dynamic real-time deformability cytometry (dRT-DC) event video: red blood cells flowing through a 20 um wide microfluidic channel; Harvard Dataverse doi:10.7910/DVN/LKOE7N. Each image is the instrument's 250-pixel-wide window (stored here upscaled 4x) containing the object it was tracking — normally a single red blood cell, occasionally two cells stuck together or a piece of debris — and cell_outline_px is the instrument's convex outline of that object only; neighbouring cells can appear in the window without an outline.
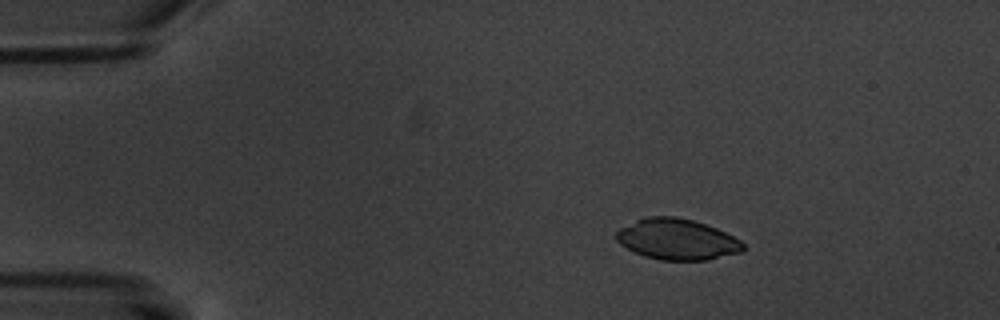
{"species": "common noctule bat (a hibernating species)", "species_latin": "Nyctalus noctula", "temperature_condition": "warm", "stored_images_in_passage": 4, "camera_frame_rate_fps": 3000, "um_per_image_px": 0.085, "animal": {"sex": "male", "body_mass_g": 20.1, "forearm_length_mm": 53.5}, "frame": {"image": 1, "passage_image": 1, "time_ms": 0.0, "image_size_px": [1000, 320], "cell_outline_px": [[744, 248], [740, 252], [708, 260], [660, 260], [644, 256], [620, 244], [616, 240], [616, 232], [620, 228], [644, 216], [676, 216], [692, 220], [716, 228], [740, 240], [744, 244]], "centroid_in_image_um": [57.53, 20.34], "position_along_channel_um": 27.5, "area_um2": 30.06}}